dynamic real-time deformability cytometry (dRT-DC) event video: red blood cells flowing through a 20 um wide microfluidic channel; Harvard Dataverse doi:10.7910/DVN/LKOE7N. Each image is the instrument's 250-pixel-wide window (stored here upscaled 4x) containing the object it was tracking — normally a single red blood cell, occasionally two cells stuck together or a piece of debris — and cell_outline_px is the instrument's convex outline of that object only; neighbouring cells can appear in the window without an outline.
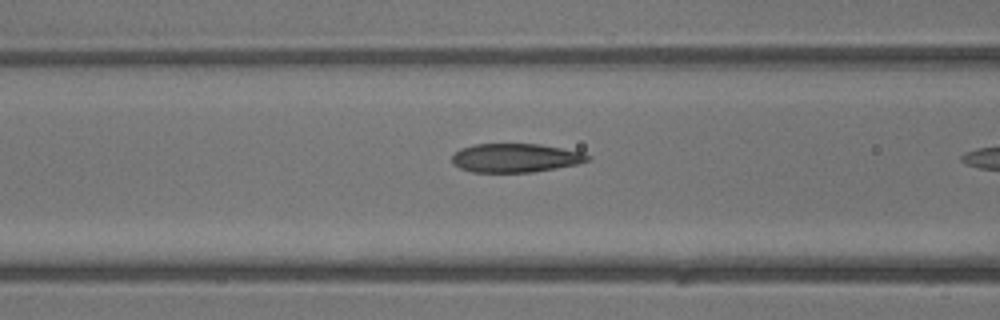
{"species": "common noctule bat (a hibernating species)", "species_latin": "Nyctalus noctula", "temperature_condition": "warm", "stored_images_in_passage": 11, "camera_frame_rate_fps": 3000, "um_per_image_px": 0.085, "animal": {"sex": "male", "body_mass_g": 13.3}, "frame": {"image": 1, "passage_image": 10, "time_ms": 3.0, "image_size_px": [1000, 320], "cell_outline_px": [[592, 156], [588, 160], [576, 164], [556, 168], [532, 172], [472, 172], [460, 168], [452, 164], [452, 156], [460, 148], [476, 144], [540, 144], [584, 152]], "centroid_in_image_um": [43.81, 13.42], "position_along_channel_um": 122.8, "area_um2": 22.77}}